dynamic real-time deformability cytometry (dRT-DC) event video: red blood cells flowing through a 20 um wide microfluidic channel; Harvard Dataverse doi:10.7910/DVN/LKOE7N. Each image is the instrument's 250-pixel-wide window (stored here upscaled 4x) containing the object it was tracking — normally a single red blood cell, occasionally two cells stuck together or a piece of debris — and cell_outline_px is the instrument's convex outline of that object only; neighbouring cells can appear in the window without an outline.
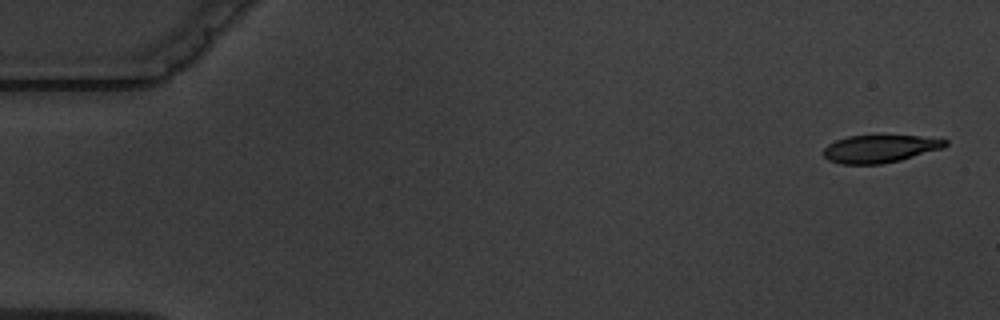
{"species": "common noctule bat (a hibernating species)", "species_latin": "Nyctalus noctula", "temperature_condition": "warm", "stored_images_in_passage": 6, "camera_frame_rate_fps": 3000, "um_per_image_px": 0.085, "animal": {"sex": "male", "body_mass_g": 19.5, "forearm_length_mm": 54.6}, "frame": {"image": 1, "passage_image": 1, "time_ms": 0.0, "image_size_px": [1000, 320], "cell_outline_px": [[948, 144], [944, 148], [900, 160], [880, 164], [840, 164], [828, 160], [824, 156], [824, 148], [828, 144], [836, 140], [848, 136], [876, 132], [884, 132], [920, 136], [948, 140]], "centroid_in_image_um": [74.8, 12.58], "position_along_channel_um": 10.2, "area_um2": 20.69}}
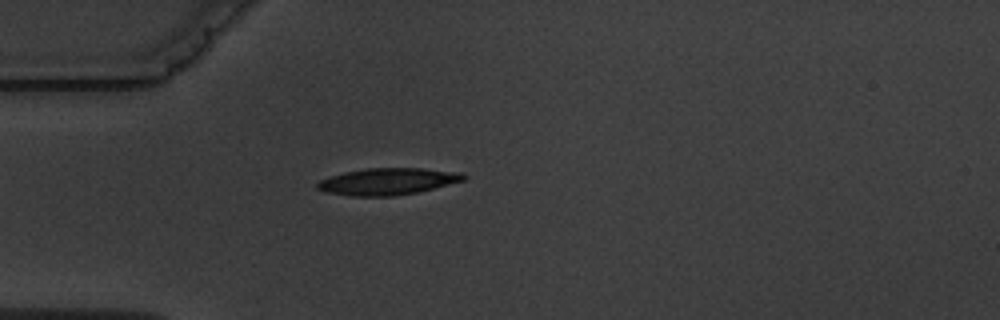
{"frame": {"image": 2, "passage_image": 4, "time_ms": 4.667, "image_size_px": [1000, 320], "cell_outline_px": [[468, 176], [464, 180], [416, 192], [392, 196], [348, 196], [328, 192], [316, 188], [316, 184], [320, 180], [344, 172], [364, 168], [420, 168], [464, 172]], "centroid_in_image_um": [32.96, 15.41], "position_along_channel_um": 52.0, "area_um2": 22.72}}
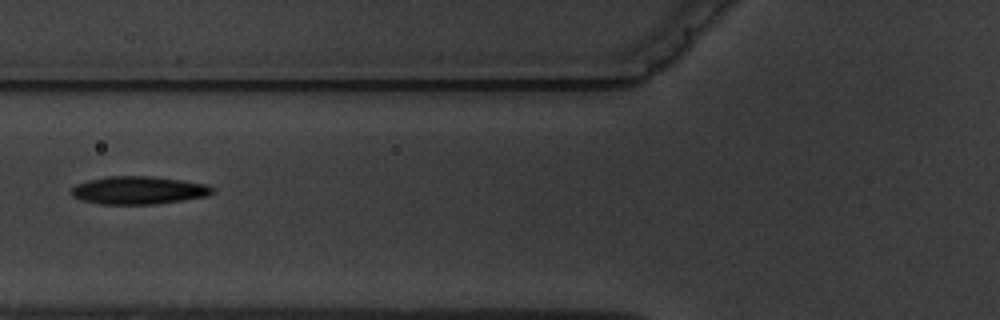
{"frame": {"image": 3, "passage_image": 6, "time_ms": 6.667, "image_size_px": [1000, 320], "cell_outline_px": [[216, 192], [208, 196], [156, 204], [100, 204], [84, 200], [72, 196], [72, 188], [76, 184], [88, 180], [108, 176], [152, 176], [208, 184], [216, 188]], "centroid_in_image_um": [11.84, 16.17], "position_along_channel_um": 114.0, "area_um2": 23.0}}